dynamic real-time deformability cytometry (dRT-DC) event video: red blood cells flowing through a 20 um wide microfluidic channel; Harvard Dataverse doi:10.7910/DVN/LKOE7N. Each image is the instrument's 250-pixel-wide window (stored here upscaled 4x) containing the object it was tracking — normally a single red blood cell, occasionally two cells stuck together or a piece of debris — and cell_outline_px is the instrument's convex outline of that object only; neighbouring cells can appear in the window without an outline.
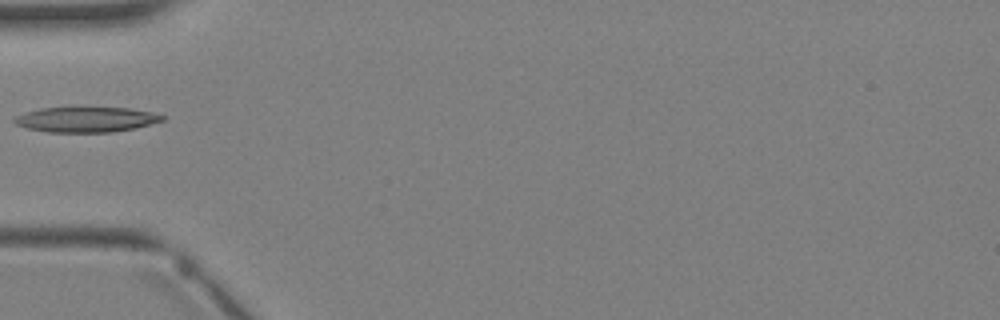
{"species": "Egyptian fruit bat (a non-hibernating species)", "species_latin": "Rousettus aegyptiacus", "temperature_condition": "warm", "stored_images_in_passage": 2, "camera_frame_rate_fps": 3000, "um_per_image_px": 0.085, "animal": {"sex": "female"}, "frame": {"image": 1, "passage_image": 2, "time_ms": 1.333, "image_size_px": [1000, 320], "cell_outline_px": [[164, 120], [136, 128], [112, 132], [48, 132], [28, 128], [16, 124], [12, 120], [16, 116], [40, 108], [128, 108], [152, 112], [164, 116]], "centroid_in_image_um": [7.33, 10.16], "position_along_channel_um": 77.7, "area_um2": 21.44}}